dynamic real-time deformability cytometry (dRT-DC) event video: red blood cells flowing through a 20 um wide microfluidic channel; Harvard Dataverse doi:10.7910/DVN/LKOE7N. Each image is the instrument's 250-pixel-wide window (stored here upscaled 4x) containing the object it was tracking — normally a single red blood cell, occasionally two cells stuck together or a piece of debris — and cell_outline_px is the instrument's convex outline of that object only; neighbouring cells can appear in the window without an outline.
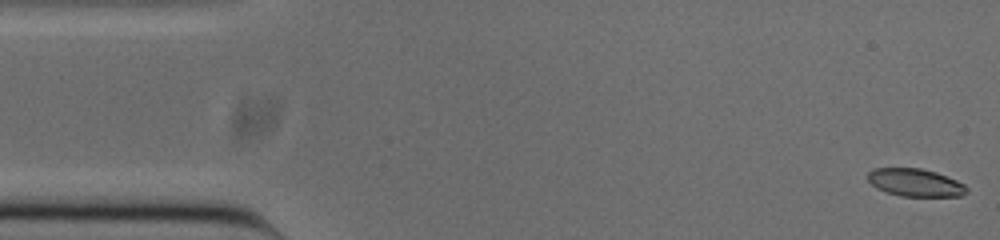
{"species": "common noctule bat (a hibernating species)", "species_latin": "Nyctalus noctula", "temperature_condition": "cold", "stored_images_in_passage": 52, "camera_frame_rate_fps": 3000, "um_per_image_px": 0.085, "animal": {"sex": "male", "body_mass_g": 20.0, "forearm_length_mm": 53.3}, "frame": {"image": 1, "passage_image": 1, "time_ms": 0.0, "image_size_px": [1000, 240], "cell_outline_px": [[968, 192], [960, 196], [900, 196], [876, 188], [868, 180], [868, 172], [872, 168], [920, 168], [936, 172], [956, 180], [964, 184], [968, 188]], "centroid_in_image_um": [77.8, 15.51], "position_along_channel_um": 7.2, "area_um2": 15.95}}
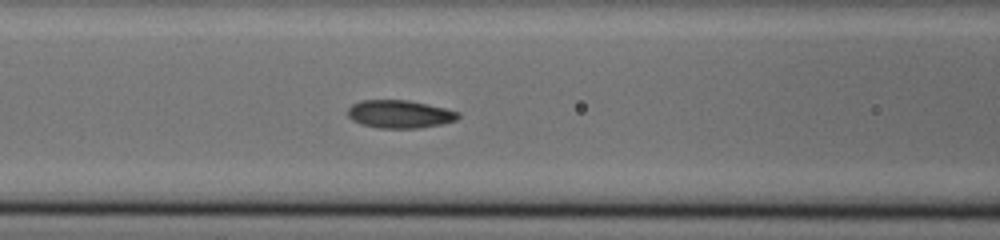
{"frame": {"image": 2, "passage_image": 20, "time_ms": 6.333, "image_size_px": [1000, 240], "cell_outline_px": [[460, 116], [456, 120], [444, 124], [420, 128], [376, 128], [360, 124], [352, 120], [348, 116], [348, 108], [352, 104], [360, 100], [408, 100], [428, 104], [460, 112]], "centroid_in_image_um": [33.97, 9.7], "position_along_channel_um": 132.6, "area_um2": 18.21}}
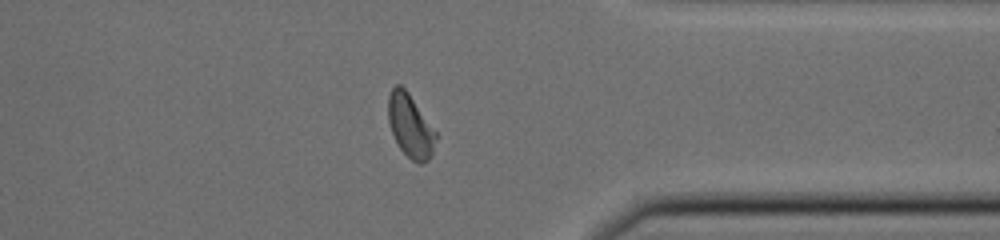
{"frame": {"image": 3, "passage_image": 40, "time_ms": 13.0, "image_size_px": [1000, 240], "cell_outline_px": [[440, 136], [432, 156], [428, 160], [420, 164], [416, 164], [400, 148], [392, 132], [388, 120], [388, 96], [392, 88], [396, 84], [400, 84], [408, 92]], "centroid_in_image_um": [34.93, 10.72], "position_along_channel_um": 376.5, "area_um2": 17.86}, "authors_computed_cell_mechanics": {"area_um2": 17.9469, "velocity_mm_per_s": 3.8438, "shape_relaxation_time_tau1_ms": 4.8786, "shape_relaxation_time_tau2_ms": 1.7906, "deformation_change_tau1": 0.1666, "deformation_change_tau2": 0.0738}}